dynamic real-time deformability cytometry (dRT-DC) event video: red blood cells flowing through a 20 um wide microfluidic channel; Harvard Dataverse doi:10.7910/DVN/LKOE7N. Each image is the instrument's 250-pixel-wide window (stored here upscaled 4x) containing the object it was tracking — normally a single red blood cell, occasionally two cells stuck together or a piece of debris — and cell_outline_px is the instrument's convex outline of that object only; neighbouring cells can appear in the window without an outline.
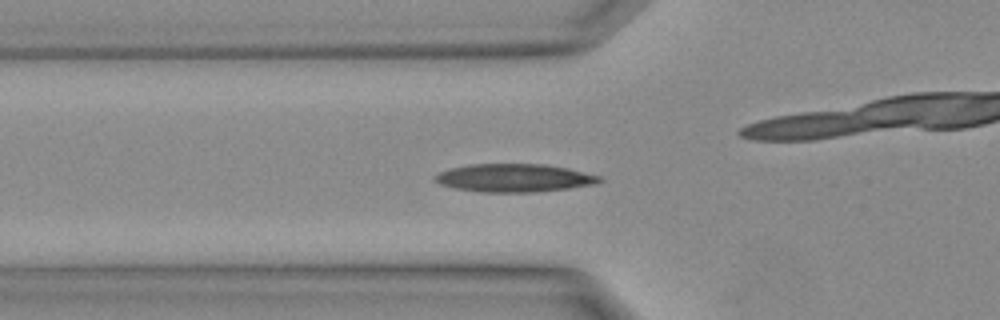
{"species": "Egyptian fruit bat (a non-hibernating species)", "species_latin": "Rousettus aegyptiacus", "temperature_condition": "warm", "stored_images_in_passage": 32, "camera_frame_rate_fps": 3000, "um_per_image_px": 0.085, "animal": {"sex": "female"}, "frame": {"image": 1, "passage_image": 10, "time_ms": 3.0, "image_size_px": [1000, 320], "cell_outline_px": [[604, 180], [600, 184], [568, 188], [532, 192], [480, 192], [456, 188], [440, 184], [436, 180], [436, 176], [440, 172], [452, 168], [468, 164], [544, 164], [568, 168], [600, 176]], "centroid_in_image_um": [43.78, 15.12], "position_along_channel_um": 82.0, "area_um2": 26.82}}